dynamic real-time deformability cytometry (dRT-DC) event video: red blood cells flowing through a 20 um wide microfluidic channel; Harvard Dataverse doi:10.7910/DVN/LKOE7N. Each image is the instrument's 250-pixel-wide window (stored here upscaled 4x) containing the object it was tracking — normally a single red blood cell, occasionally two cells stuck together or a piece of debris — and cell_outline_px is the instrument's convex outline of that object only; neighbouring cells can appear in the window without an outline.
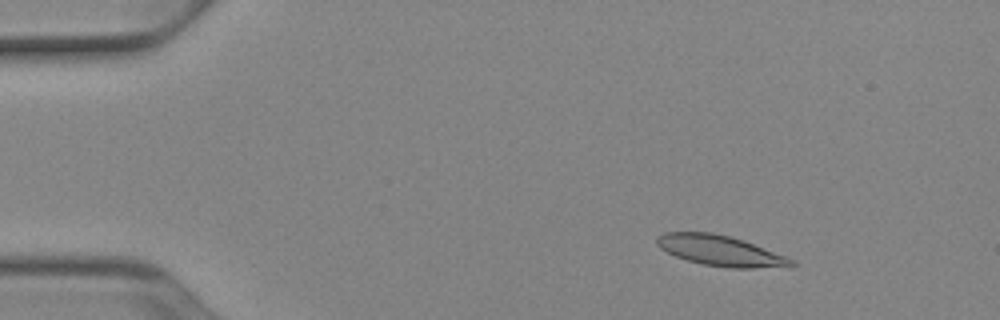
{"species": "Egyptian fruit bat (a non-hibernating species)", "species_latin": "Rousettus aegyptiacus", "temperature_condition": "cold", "stored_images_in_passage": 52, "camera_frame_rate_fps": 3000, "um_per_image_px": 0.085, "animal": {"sex": "female"}, "frame": {"image": 1, "passage_image": 7, "time_ms": 2.0, "image_size_px": [1000, 320], "cell_outline_px": [[796, 264], [752, 268], [728, 268], [704, 264], [688, 260], [676, 256], [660, 248], [656, 244], [656, 236], [664, 232], [712, 232], [744, 240], [796, 260]], "centroid_in_image_um": [61.18, 21.29], "position_along_channel_um": 23.8, "area_um2": 23.58}}
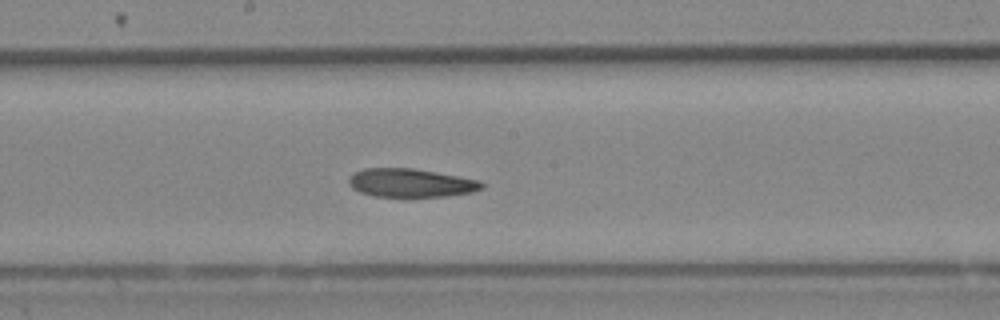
{"frame": {"image": 2, "passage_image": 28, "time_ms": 9.0, "image_size_px": [1000, 320], "cell_outline_px": [[484, 188], [472, 192], [448, 196], [408, 200], [404, 200], [372, 196], [360, 192], [352, 188], [348, 184], [348, 176], [364, 168], [412, 168], [436, 172], [480, 180], [484, 184]], "centroid_in_image_um": [34.9, 15.6], "position_along_channel_um": 213.3, "area_um2": 23.24}}
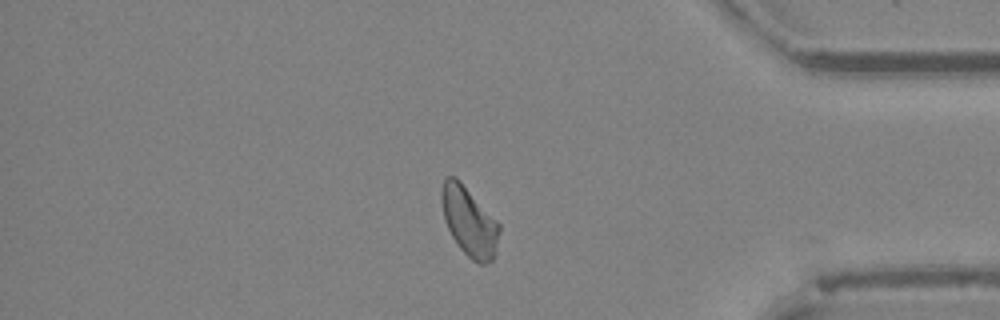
{"frame": {"image": 3, "passage_image": 44, "time_ms": 14.333, "image_size_px": [1000, 320], "cell_outline_px": [[500, 232], [496, 252], [492, 260], [484, 264], [480, 264], [472, 260], [460, 248], [452, 236], [444, 220], [440, 200], [440, 192], [444, 180], [448, 176], [456, 176], [460, 180], [500, 224]], "centroid_in_image_um": [39.88, 18.82], "position_along_channel_um": 395.3, "area_um2": 23.35}, "authors_computed_cell_mechanics": {"area_um2": 22.9177, "velocity_mm_per_s": 3.8762, "shape_relaxation_time_tau1_ms": 10.4504, "shape_relaxation_time_tau2_ms": 9.5135, "deformation_change_tau1": 0.1846, "deformation_change_tau2": 0.1719}}